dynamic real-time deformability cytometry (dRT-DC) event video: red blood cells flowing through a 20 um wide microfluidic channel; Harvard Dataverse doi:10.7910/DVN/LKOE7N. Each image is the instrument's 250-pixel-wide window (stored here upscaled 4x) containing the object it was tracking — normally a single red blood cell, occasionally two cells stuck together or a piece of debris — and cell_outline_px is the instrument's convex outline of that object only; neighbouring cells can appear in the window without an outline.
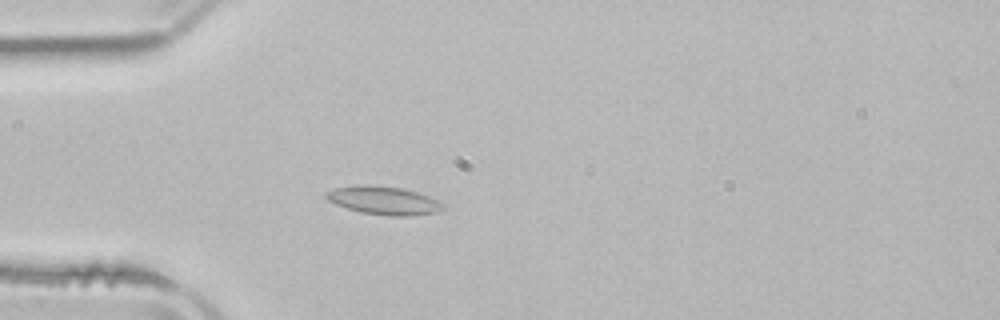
{"species": "common noctule bat (a hibernating species)", "species_latin": "Nyctalus noctula", "temperature_condition": "room temperature", "stored_images_in_passage": 2, "camera_frame_rate_fps": 3000, "um_per_image_px": 0.085, "animal": {"sex": "male", "body_mass_g": 21.5, "forearm_length_mm": 52.0}, "frame": {"image": 1, "passage_image": 2, "time_ms": 1.333, "image_size_px": [1000, 320], "cell_outline_px": [[444, 208], [436, 212], [412, 216], [388, 216], [360, 212], [336, 204], [328, 200], [324, 196], [328, 192], [336, 188], [356, 184], [368, 184], [400, 188], [416, 192], [428, 196], [444, 204]], "centroid_in_image_um": [32.61, 17.04], "position_along_channel_um": 52.4, "area_um2": 19.13}}